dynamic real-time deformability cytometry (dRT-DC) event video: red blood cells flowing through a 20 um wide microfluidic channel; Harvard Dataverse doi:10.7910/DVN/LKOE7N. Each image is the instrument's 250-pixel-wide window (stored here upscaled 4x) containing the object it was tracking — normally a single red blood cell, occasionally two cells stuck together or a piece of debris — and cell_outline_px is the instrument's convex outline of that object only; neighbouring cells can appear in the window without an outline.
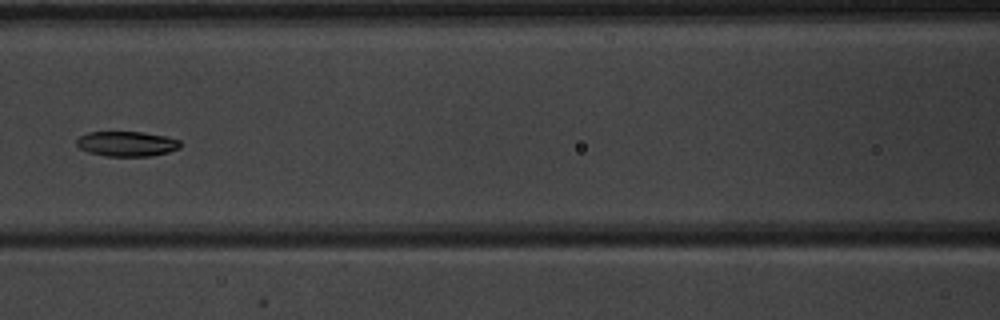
{"species": "common noctule bat (a hibernating species)", "species_latin": "Nyctalus noctula", "temperature_condition": "warm", "stored_images_in_passage": 4, "camera_frame_rate_fps": 3000, "um_per_image_px": 0.085, "animal": {"sex": "male", "body_mass_g": 20.1, "forearm_length_mm": 53.5}, "frame": {"image": 1, "passage_image": 4, "time_ms": 3.667, "image_size_px": [1000, 320], "cell_outline_px": [[180, 148], [168, 152], [152, 156], [108, 156], [88, 152], [80, 148], [76, 144], [76, 140], [80, 136], [88, 132], [140, 132], [164, 136], [180, 140]], "centroid_in_image_um": [10.77, 12.23], "position_along_channel_um": 155.8, "area_um2": 15.03}}